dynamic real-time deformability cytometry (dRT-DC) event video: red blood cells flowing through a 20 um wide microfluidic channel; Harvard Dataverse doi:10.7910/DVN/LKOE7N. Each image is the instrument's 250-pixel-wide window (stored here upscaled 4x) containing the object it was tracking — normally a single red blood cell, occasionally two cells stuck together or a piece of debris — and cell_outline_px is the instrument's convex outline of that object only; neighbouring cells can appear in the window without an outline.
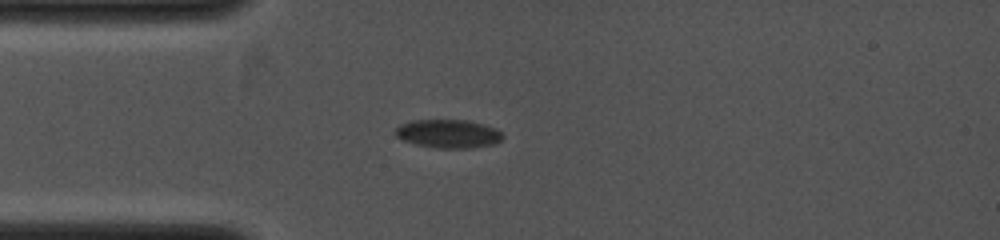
{"species": "common noctule bat (a hibernating species)", "species_latin": "Nyctalus noctula", "temperature_condition": "cold", "stored_images_in_passage": 2, "camera_frame_rate_fps": 4000, "um_per_image_px": 0.085, "animal": {"sex": "female", "body_mass_g": 19.0, "forearm_length_mm": 53.3}, "frame": {"image": 1, "passage_image": 2, "time_ms": 1.0, "image_size_px": [1000, 240], "cell_outline_px": [[504, 136], [500, 140], [492, 144], [468, 148], [440, 148], [416, 144], [404, 140], [396, 136], [396, 128], [400, 124], [412, 120], [468, 120], [484, 124], [496, 128]], "centroid_in_image_um": [38.11, 11.35], "position_along_channel_um": 46.9, "area_um2": 17.63}}